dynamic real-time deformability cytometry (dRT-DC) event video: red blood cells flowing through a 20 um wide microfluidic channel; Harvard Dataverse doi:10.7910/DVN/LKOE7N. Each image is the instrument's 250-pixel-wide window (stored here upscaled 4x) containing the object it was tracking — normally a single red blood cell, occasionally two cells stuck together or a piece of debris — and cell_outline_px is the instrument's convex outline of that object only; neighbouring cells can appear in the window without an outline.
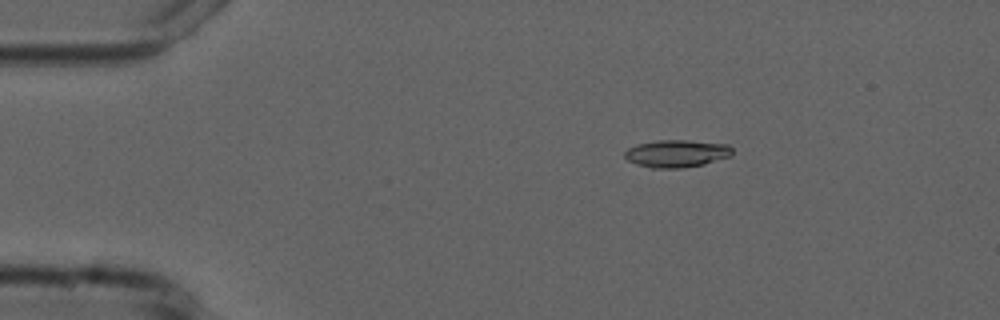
{"species": "common noctule bat (a hibernating species)", "species_latin": "Nyctalus noctula", "temperature_condition": "cold", "stored_images_in_passage": 8, "camera_frame_rate_fps": 3000, "um_per_image_px": 0.085, "animal": {"sex": "male", "forearm_length_mm": 52.5}, "frame": {"image": 1, "passage_image": 3, "time_ms": 3.0, "image_size_px": [1000, 320], "cell_outline_px": [[732, 156], [704, 164], [680, 168], [648, 168], [636, 164], [628, 160], [624, 156], [624, 152], [628, 148], [636, 144], [656, 140], [684, 140], [728, 144], [732, 148]], "centroid_in_image_um": [57.5, 13.05], "position_along_channel_um": 27.5, "area_um2": 17.34}}
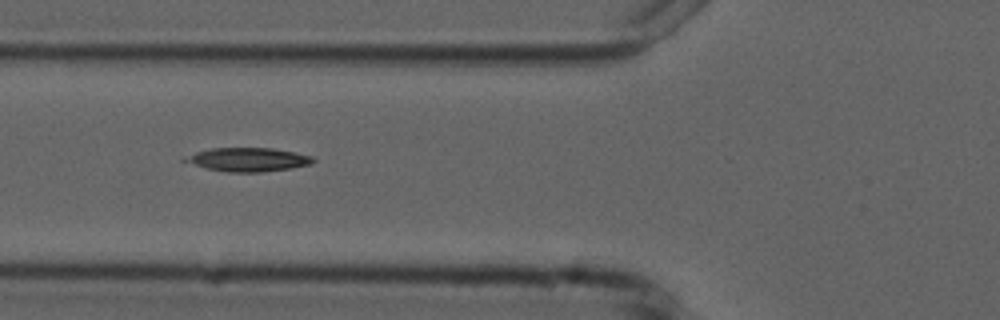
{"frame": {"image": 2, "passage_image": 6, "time_ms": 6.667, "image_size_px": [1000, 320], "cell_outline_px": [[316, 160], [312, 164], [292, 168], [260, 172], [224, 172], [208, 168], [180, 160], [196, 152], [212, 148], [272, 148], [312, 156]], "centroid_in_image_um": [21.11, 13.57], "position_along_channel_um": 104.7, "area_um2": 17.51}}
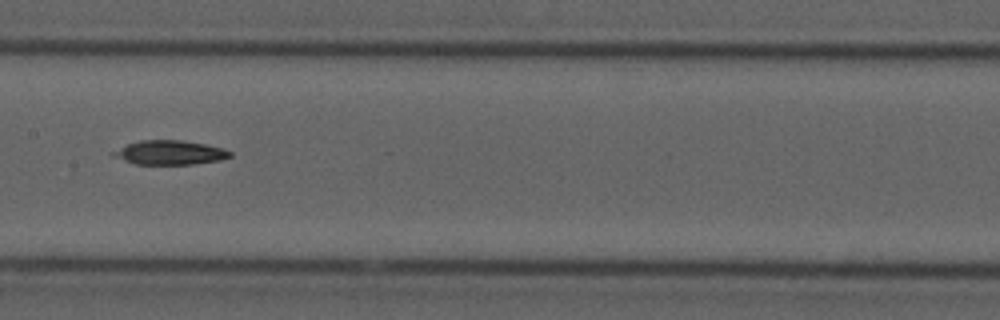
{"frame": {"image": 3, "passage_image": 8, "time_ms": 9.0, "image_size_px": [1000, 320], "cell_outline_px": [[232, 156], [220, 160], [192, 164], [136, 164], [112, 156], [112, 152], [128, 144], [140, 140], [180, 140], [204, 144], [220, 148], [232, 152]], "centroid_in_image_um": [14.43, 12.97], "position_along_channel_um": 193.0, "area_um2": 16.18}}